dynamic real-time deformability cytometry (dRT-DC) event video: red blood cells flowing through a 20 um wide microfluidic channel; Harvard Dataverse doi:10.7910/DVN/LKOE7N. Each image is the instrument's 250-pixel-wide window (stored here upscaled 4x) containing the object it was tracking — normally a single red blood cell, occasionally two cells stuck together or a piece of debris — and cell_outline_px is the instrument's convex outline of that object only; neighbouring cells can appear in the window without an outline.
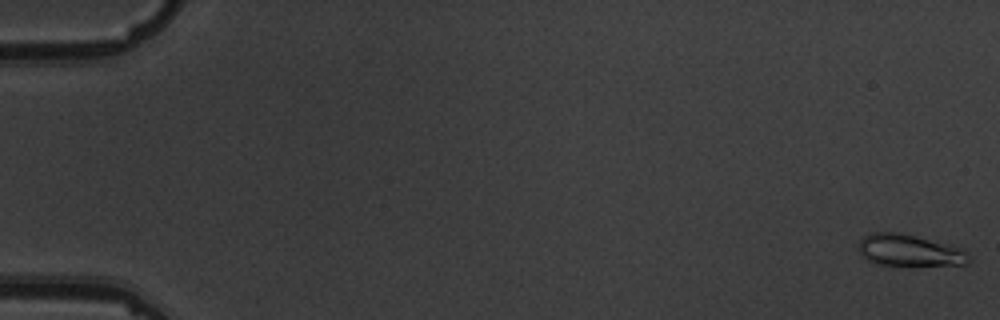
{"species": "common noctule bat (a hibernating species)", "species_latin": "Nyctalus noctula", "temperature_condition": "warm", "stored_images_in_passage": 6, "camera_frame_rate_fps": 3000, "um_per_image_px": 0.085, "animal": {"sex": "male", "body_mass_g": 19.5, "forearm_length_mm": 54.6}, "frame": {"image": 1, "passage_image": 1, "time_ms": 0.0, "image_size_px": [1000, 320], "cell_outline_px": [[972, 260], [968, 264], [876, 264], [860, 256], [860, 240], [864, 236], [872, 232], [900, 232], [964, 248]], "centroid_in_image_um": [77.31, 21.26], "position_along_channel_um": 7.7, "area_um2": 20.11}}